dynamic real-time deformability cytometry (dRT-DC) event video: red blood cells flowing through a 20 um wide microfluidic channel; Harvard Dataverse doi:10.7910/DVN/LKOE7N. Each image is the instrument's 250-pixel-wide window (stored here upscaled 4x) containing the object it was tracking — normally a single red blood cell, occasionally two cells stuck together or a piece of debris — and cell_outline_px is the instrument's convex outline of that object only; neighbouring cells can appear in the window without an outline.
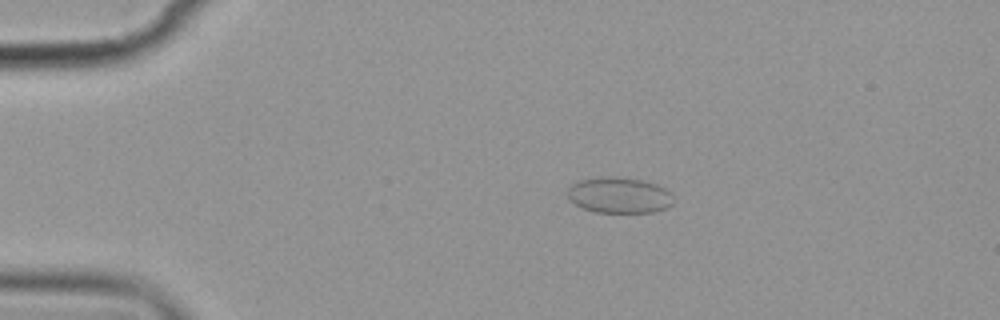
{"species": "common noctule bat (a hibernating species)", "species_latin": "Nyctalus noctula", "temperature_condition": "cold", "stored_images_in_passage": 6, "camera_frame_rate_fps": 3000, "um_per_image_px": 0.085, "animal": {"sex": "female", "body_mass_g": 19.9}, "frame": {"image": 1, "passage_image": 4, "time_ms": 3.333, "image_size_px": [1000, 320], "cell_outline_px": [[676, 200], [668, 208], [652, 212], [596, 212], [580, 208], [568, 200], [568, 188], [576, 180], [604, 176], [644, 180], [656, 184], [664, 188]], "centroid_in_image_um": [52.6, 16.6], "position_along_channel_um": 32.4, "area_um2": 22.37}}